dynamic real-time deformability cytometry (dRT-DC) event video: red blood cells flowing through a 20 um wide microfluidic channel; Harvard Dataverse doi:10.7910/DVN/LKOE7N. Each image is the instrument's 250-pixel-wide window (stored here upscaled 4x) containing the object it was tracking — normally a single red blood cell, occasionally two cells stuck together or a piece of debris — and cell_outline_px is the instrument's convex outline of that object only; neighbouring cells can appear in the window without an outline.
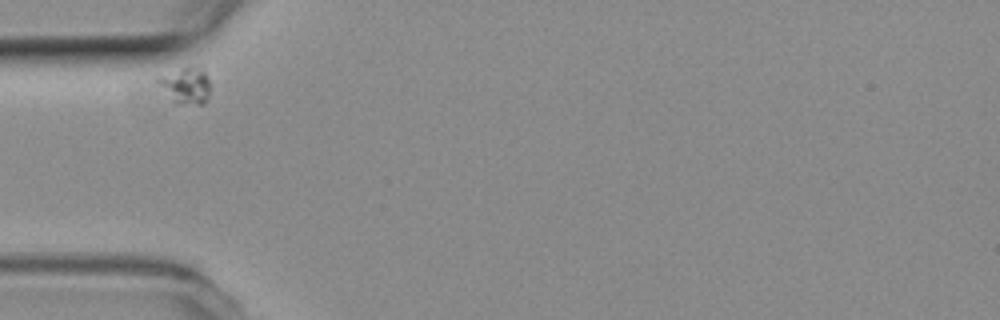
{"species": "common noctule bat (a hibernating species)", "species_latin": "Nyctalus noctula", "temperature_condition": "room temperature", "stored_images_in_passage": 6, "camera_frame_rate_fps": 3000, "um_per_image_px": 0.085, "animal": {"sex": "female", "body_mass_g": 19.3, "forearm_length_mm": 54.1}, "frame": {"image": 1, "passage_image": 1, "time_ms": 0.0, "image_size_px": [1000, 320], "cell_outline_px": [[208, 96], [204, 104], [176, 104], [172, 100], [156, 80], [156, 76], [184, 68], [204, 68], [208, 80]], "centroid_in_image_um": [15.78, 7.28], "position_along_channel_um": 69.2, "area_um2": 10.75}}
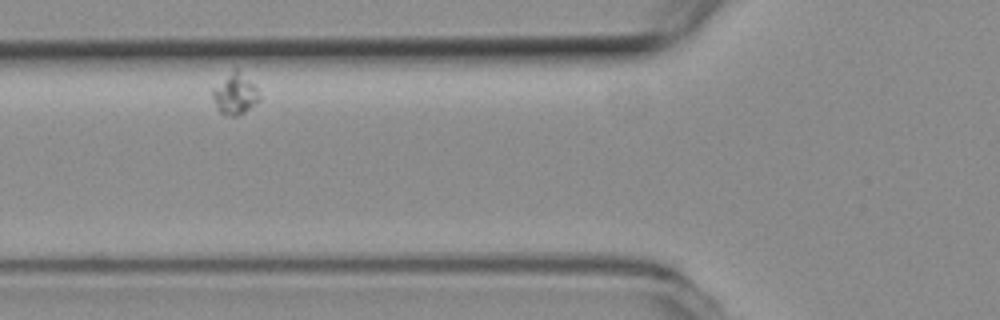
{"frame": {"image": 2, "passage_image": 2, "time_ms": 0.333, "image_size_px": [1000, 320], "cell_outline_px": [[260, 100], [244, 112], [236, 116], [232, 116], [220, 112], [212, 96], [212, 88], [232, 68], [236, 68], [260, 92]], "centroid_in_image_um": [19.96, 7.96], "position_along_channel_um": 105.8, "area_um2": 10.98}}
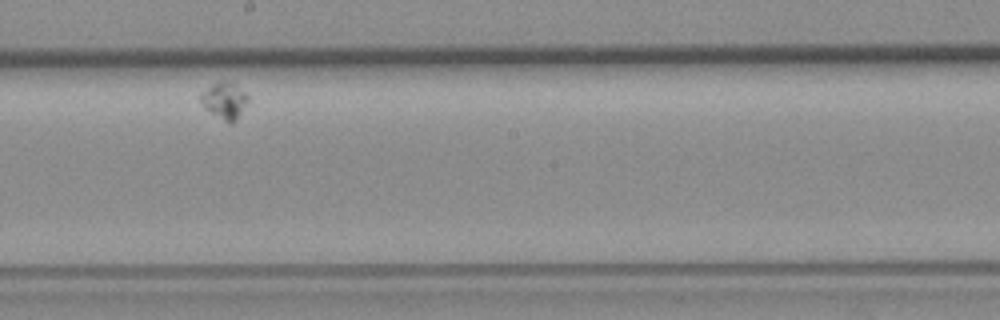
{"frame": {"image": 3, "passage_image": 5, "time_ms": 1.333, "image_size_px": [1000, 320], "cell_outline_px": [[248, 100], [236, 120], [232, 124], [228, 124], [204, 108], [200, 100], [200, 92], [212, 84], [220, 80], [236, 84], [248, 96]], "centroid_in_image_um": [19.05, 8.55], "position_along_channel_um": 229.1, "area_um2": 10.12}}